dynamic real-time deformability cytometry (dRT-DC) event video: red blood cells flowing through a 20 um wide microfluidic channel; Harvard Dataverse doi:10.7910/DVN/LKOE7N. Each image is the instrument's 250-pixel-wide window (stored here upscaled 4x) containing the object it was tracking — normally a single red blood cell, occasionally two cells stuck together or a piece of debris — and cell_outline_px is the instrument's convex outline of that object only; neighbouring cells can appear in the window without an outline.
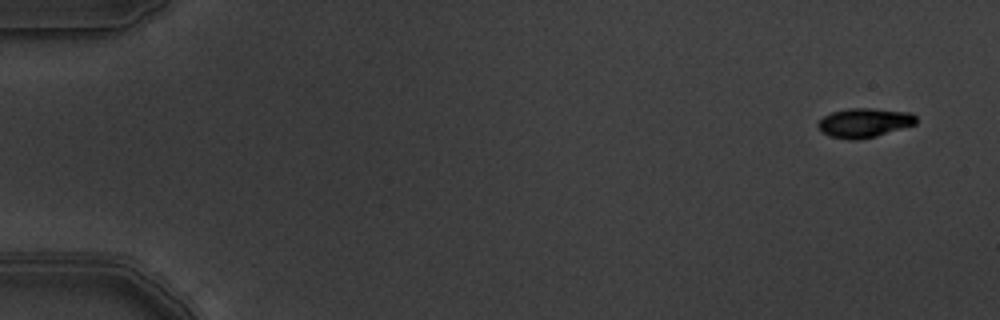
{"species": "common noctule bat (a hibernating species)", "species_latin": "Nyctalus noctula", "temperature_condition": "warm", "stored_images_in_passage": 7, "camera_frame_rate_fps": 3000, "um_per_image_px": 0.085, "animal": {"sex": "male", "body_mass_g": 19.5, "forearm_length_mm": 54.6}, "frame": {"image": 1, "passage_image": 1, "time_ms": 0.0, "image_size_px": [1000, 320], "cell_outline_px": [[916, 124], [876, 136], [860, 140], [848, 140], [828, 136], [816, 124], [824, 116], [832, 112], [848, 108], [872, 108], [912, 112], [916, 116]], "centroid_in_image_um": [73.48, 10.43], "position_along_channel_um": 11.5, "area_um2": 16.82}}
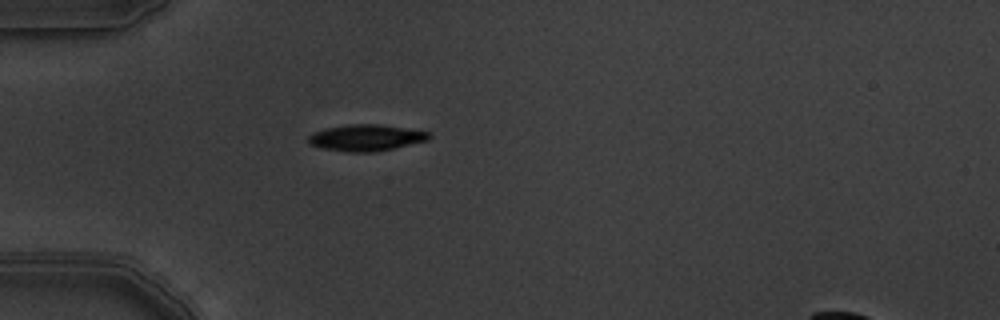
{"frame": {"image": 2, "passage_image": 4, "time_ms": 1.0, "image_size_px": [1000, 320], "cell_outline_px": [[432, 136], [428, 140], [376, 152], [348, 152], [324, 148], [312, 144], [308, 140], [308, 136], [312, 132], [324, 128], [348, 124], [376, 124], [428, 132]], "centroid_in_image_um": [31.09, 11.7], "position_along_channel_um": 53.9, "area_um2": 18.32}}
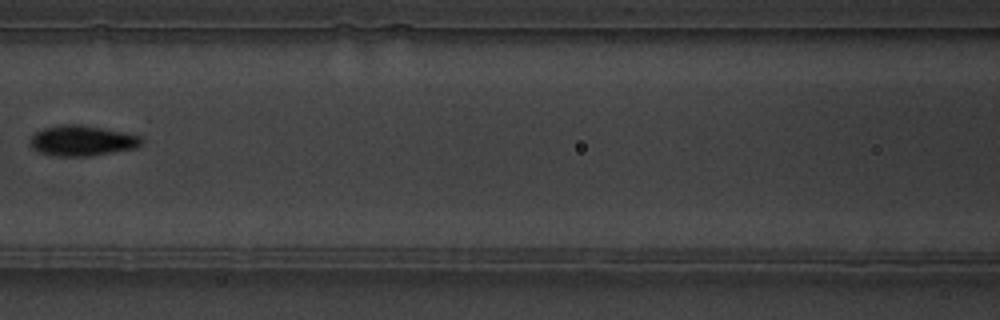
{"frame": {"image": 3, "passage_image": 7, "time_ms": 2.0, "image_size_px": [1000, 320], "cell_outline_px": [[144, 140], [136, 148], [88, 156], [56, 156], [40, 152], [32, 148], [28, 140], [36, 132], [44, 128], [60, 124], [80, 124], [104, 128], [124, 132], [140, 136]], "centroid_in_image_um": [6.96, 11.95], "position_along_channel_um": 159.6, "area_um2": 19.77}}